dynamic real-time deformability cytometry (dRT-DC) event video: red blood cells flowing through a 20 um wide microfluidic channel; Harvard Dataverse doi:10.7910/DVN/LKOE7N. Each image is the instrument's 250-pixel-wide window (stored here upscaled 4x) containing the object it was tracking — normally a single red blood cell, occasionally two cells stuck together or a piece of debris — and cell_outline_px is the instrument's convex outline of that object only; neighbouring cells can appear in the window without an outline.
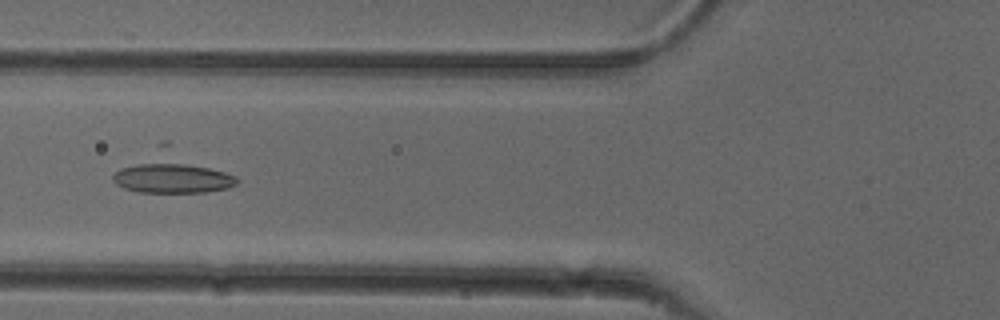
{"species": "common noctule bat (a hibernating species)", "species_latin": "Nyctalus noctula", "temperature_condition": "cold", "stored_images_in_passage": 53, "camera_frame_rate_fps": 3000, "um_per_image_px": 0.085, "animal": {"sex": "female"}, "frame": {"image": 1, "passage_image": 21, "time_ms": 6.667, "image_size_px": [1000, 320], "cell_outline_px": [[236, 184], [228, 188], [204, 192], [140, 192], [124, 188], [116, 184], [112, 180], [112, 176], [120, 168], [136, 164], [160, 160], [168, 160], [208, 168], [224, 172], [236, 176]], "centroid_in_image_um": [14.61, 15.11], "position_along_channel_um": 111.2, "area_um2": 21.85}}
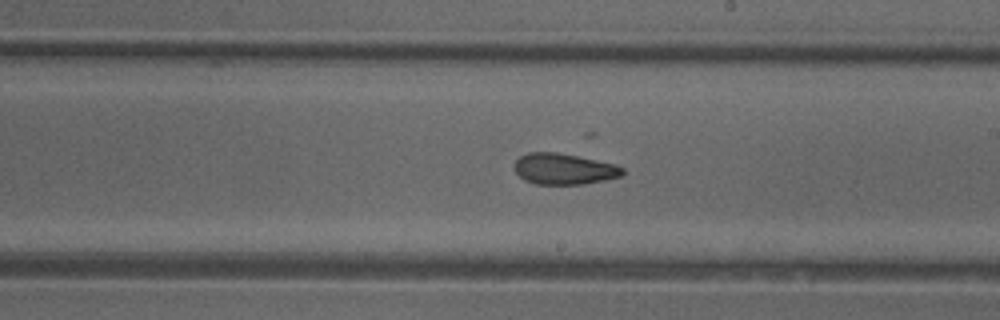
{"frame": {"image": 2, "passage_image": 31, "time_ms": 10.0, "image_size_px": [1000, 320], "cell_outline_px": [[624, 172], [620, 176], [604, 180], [584, 184], [536, 184], [524, 180], [512, 168], [512, 164], [520, 156], [528, 152], [556, 152], [616, 164], [624, 168]], "centroid_in_image_um": [47.89, 14.36], "position_along_channel_um": 241.1, "area_um2": 19.59}}
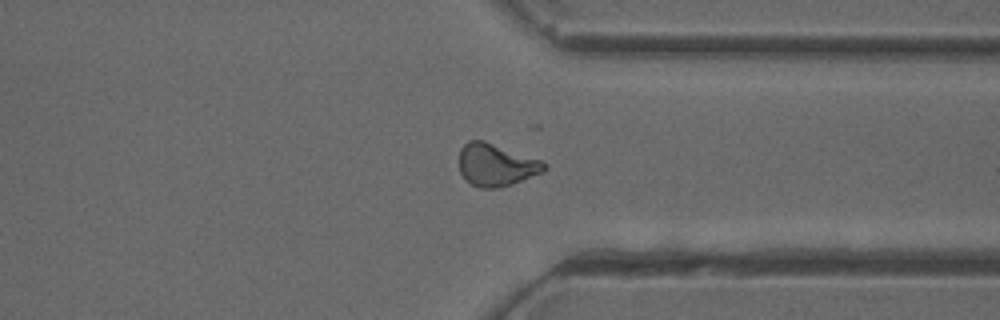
{"frame": {"image": 3, "passage_image": 41, "time_ms": 13.333, "image_size_px": [1000, 320], "cell_outline_px": [[548, 168], [544, 172], [512, 184], [500, 188], [480, 188], [472, 184], [460, 172], [460, 148], [468, 140], [484, 140], [540, 160], [548, 164]], "centroid_in_image_um": [42.19, 14.02], "position_along_channel_um": 369.2, "area_um2": 20.98}, "authors_computed_cell_mechanics": {"area_um2": 20.7502, "velocity_mm_per_s": 3.89, "shape_relaxation_time_tau1_ms": 9.3944, "shape_relaxation_time_tau2_ms": 3.4152, "deformation_change_tau1": 0.1738, "deformation_change_tau2": 0.0988}}